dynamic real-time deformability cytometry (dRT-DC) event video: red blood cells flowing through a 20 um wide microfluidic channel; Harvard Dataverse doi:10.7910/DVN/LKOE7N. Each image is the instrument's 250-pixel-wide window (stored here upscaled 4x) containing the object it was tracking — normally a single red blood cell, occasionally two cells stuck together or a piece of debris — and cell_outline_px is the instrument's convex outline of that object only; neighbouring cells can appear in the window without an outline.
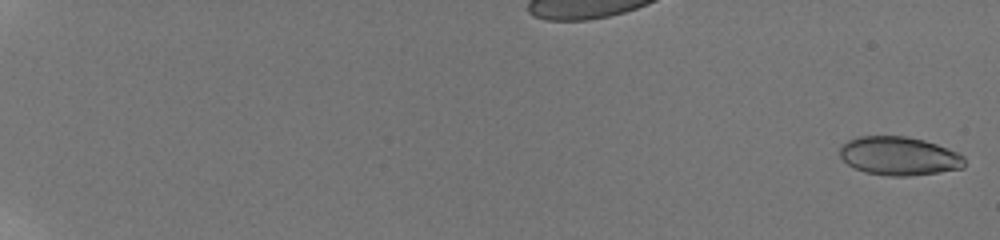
{"species": "human", "species_latin": "Homo sapiens", "temperature_condition": "room temperature", "stored_images_in_passage": 59, "camera_frame_rate_fps": 3000, "um_per_image_px": 0.085, "donor": {"sex": "male"}, "frame": {"image": 1, "passage_image": 2, "time_ms": 0.333, "image_size_px": [1000, 240], "cell_outline_px": [[964, 168], [908, 176], [888, 176], [864, 172], [848, 164], [840, 156], [840, 148], [848, 140], [860, 136], [904, 136], [924, 140], [936, 144], [956, 152], [964, 156]], "centroid_in_image_um": [76.41, 13.26], "position_along_channel_um": 8.6, "area_um2": 27.8}}
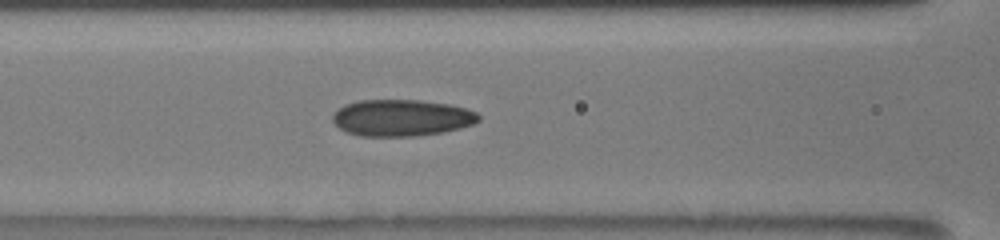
{"frame": {"image": 2, "passage_image": 31, "time_ms": 10.0, "image_size_px": [1000, 240], "cell_outline_px": [[480, 120], [472, 124], [460, 128], [440, 132], [416, 136], [360, 136], [348, 132], [340, 128], [332, 120], [332, 116], [344, 104], [360, 100], [420, 100], [448, 104], [464, 108], [476, 112], [480, 116]], "centroid_in_image_um": [34.13, 10.01], "position_along_channel_um": 132.5, "area_um2": 30.92}}
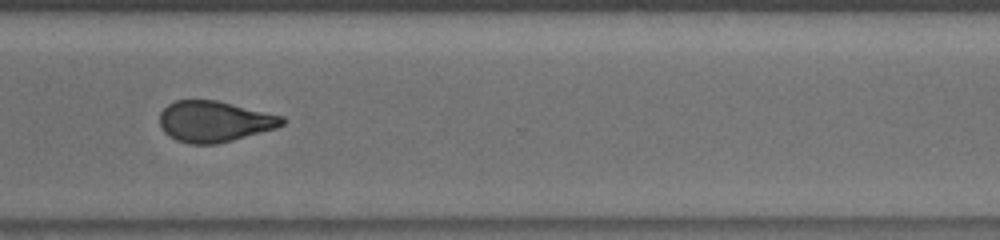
{"frame": {"image": 3, "passage_image": 48, "time_ms": 15.667, "image_size_px": [1000, 240], "cell_outline_px": [[288, 120], [284, 124], [276, 128], [232, 140], [216, 144], [188, 144], [176, 140], [168, 136], [160, 128], [160, 112], [168, 104], [176, 100], [216, 100], [284, 116]], "centroid_in_image_um": [18.22, 10.32], "position_along_channel_um": 352.4, "area_um2": 29.36}, "authors_computed_cell_mechanics": {"area_um2": 29.3624, "velocity_mm_per_s": 3.8902, "shape_relaxation_time_tau1_ms": null, "shape_relaxation_time_tau2_ms": 1.7263, "deformation_change_tau1": null, "deformation_change_tau2": 0.0933}}